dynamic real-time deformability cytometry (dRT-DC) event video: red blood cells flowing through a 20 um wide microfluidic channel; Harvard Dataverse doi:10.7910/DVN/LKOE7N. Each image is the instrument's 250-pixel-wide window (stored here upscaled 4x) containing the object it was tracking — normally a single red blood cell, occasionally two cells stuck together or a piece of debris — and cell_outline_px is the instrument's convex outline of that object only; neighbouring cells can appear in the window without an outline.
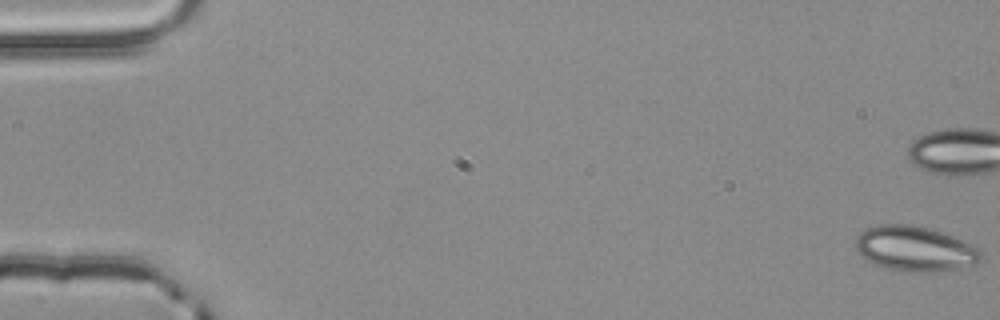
{"species": "common noctule bat (a hibernating species)", "species_latin": "Nyctalus noctula", "temperature_condition": "room temperature", "stored_images_in_passage": 3, "camera_frame_rate_fps": 3000, "um_per_image_px": 0.085, "animal": {"sex": "male", "body_mass_g": 20.4}, "frame": {"image": 1, "passage_image": 1, "time_ms": 0.0, "image_size_px": [1000, 320], "cell_outline_px": [[984, 260], [976, 264], [960, 268], [940, 272], [904, 272], [884, 268], [872, 264], [856, 248], [856, 236], [860, 232], [868, 228], [880, 224], [912, 224], [932, 228], [944, 232], [964, 240], [980, 248]], "centroid_in_image_um": [77.84, 21.15], "position_along_channel_um": 7.2, "area_um2": 33.64}}